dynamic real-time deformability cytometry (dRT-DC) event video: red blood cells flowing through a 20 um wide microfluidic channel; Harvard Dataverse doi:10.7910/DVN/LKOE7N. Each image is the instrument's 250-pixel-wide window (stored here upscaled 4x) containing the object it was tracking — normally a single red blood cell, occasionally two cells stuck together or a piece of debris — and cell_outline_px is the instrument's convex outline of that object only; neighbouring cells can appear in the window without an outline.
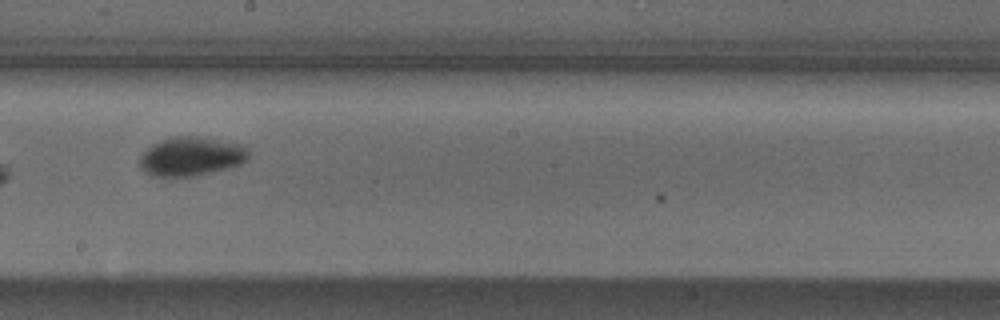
{"species": "Egyptian fruit bat (a non-hibernating species)", "species_latin": "Rousettus aegyptiacus", "temperature_condition": "cold", "stored_images_in_passage": 10, "camera_frame_rate_fps": 3000, "um_per_image_px": 0.085, "animal": {"sex": "male"}, "frame": {"image": 1, "passage_image": 9, "time_ms": 2.667, "image_size_px": [1000, 320], "cell_outline_px": [[248, 156], [240, 164], [208, 172], [188, 176], [152, 176], [144, 172], [140, 168], [140, 156], [152, 144], [160, 140], [172, 136], [196, 136], [244, 144], [248, 148]], "centroid_in_image_um": [16.22, 13.27], "position_along_channel_um": 232.0, "area_um2": 24.45}}
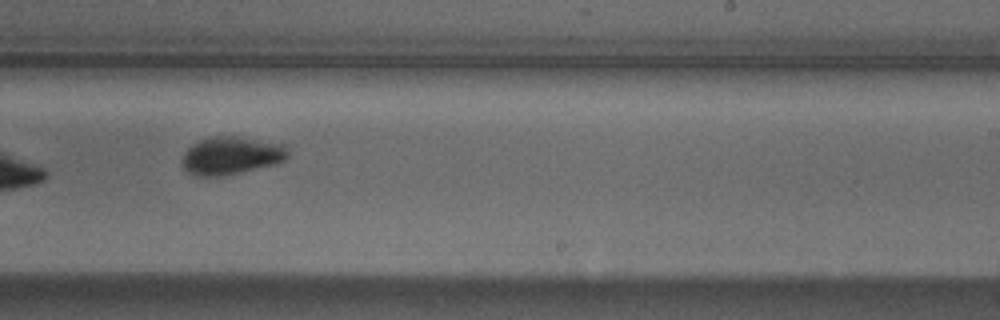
{"frame": {"image": 2, "passage_image": 10, "time_ms": 3.0, "image_size_px": [1000, 320], "cell_outline_px": [[288, 156], [284, 160], [276, 164], [224, 176], [196, 176], [188, 172], [180, 164], [180, 160], [184, 152], [196, 140], [212, 136], [236, 136], [284, 144], [288, 148]], "centroid_in_image_um": [19.61, 13.22], "position_along_channel_um": 269.4, "area_um2": 23.7}}